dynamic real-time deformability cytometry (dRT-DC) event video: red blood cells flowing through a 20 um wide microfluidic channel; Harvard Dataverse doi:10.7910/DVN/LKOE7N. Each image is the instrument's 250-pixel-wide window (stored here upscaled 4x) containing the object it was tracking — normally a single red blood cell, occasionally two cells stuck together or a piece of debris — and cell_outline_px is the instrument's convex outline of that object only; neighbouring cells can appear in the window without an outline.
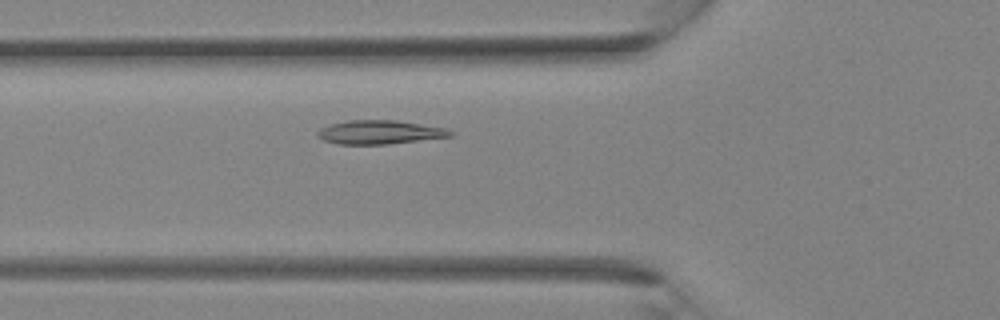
{"species": "Egyptian fruit bat (a non-hibernating species)", "species_latin": "Rousettus aegyptiacus", "temperature_condition": "room temperature", "stored_images_in_passage": 26, "camera_frame_rate_fps": 3000, "um_per_image_px": 0.085, "animal": {"sex": "female"}, "frame": {"image": 1, "passage_image": 3, "time_ms": 0.667, "image_size_px": [1000, 320], "cell_outline_px": [[456, 132], [452, 136], [388, 144], [340, 144], [324, 140], [316, 136], [316, 132], [320, 128], [332, 124], [348, 120], [396, 120], [448, 128]], "centroid_in_image_um": [32.31, 11.23], "position_along_channel_um": 93.5, "area_um2": 18.44}}
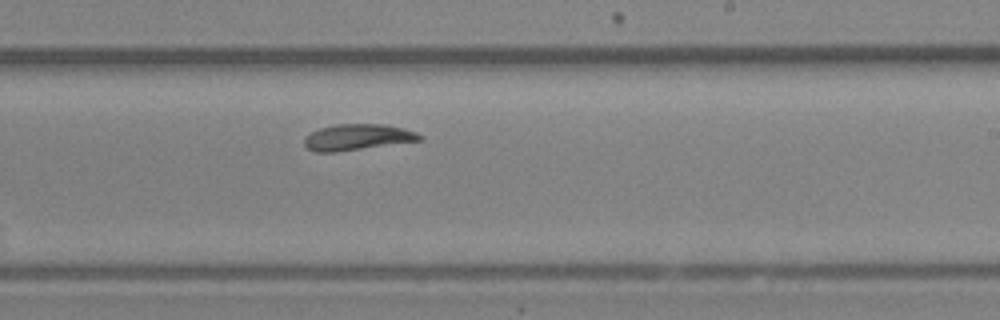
{"frame": {"image": 2, "passage_image": 12, "time_ms": 3.667, "image_size_px": [1000, 320], "cell_outline_px": [[424, 136], [420, 140], [336, 152], [316, 152], [308, 148], [304, 144], [304, 140], [312, 132], [320, 128], [336, 124], [384, 124], [404, 128], [416, 132]], "centroid_in_image_um": [30.4, 11.65], "position_along_channel_um": 258.6, "area_um2": 17.28}}
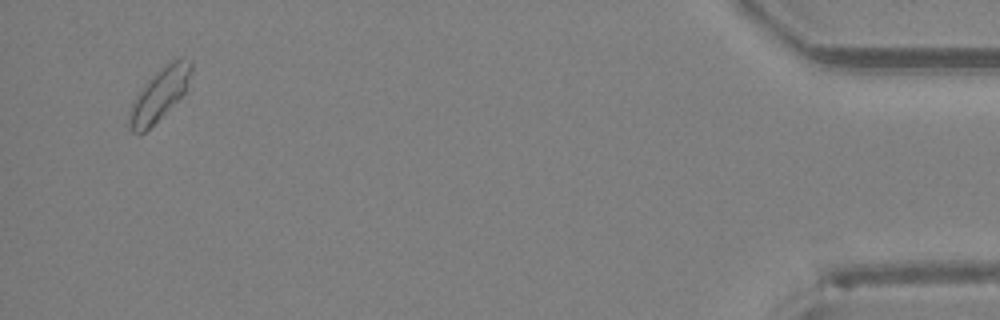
{"frame": {"image": 3, "passage_image": 25, "time_ms": 8.0, "image_size_px": [1000, 320], "cell_outline_px": [[192, 72], [184, 92], [144, 132], [132, 132], [128, 128], [128, 112], [132, 100], [148, 80], [168, 60], [180, 56], [192, 60]], "centroid_in_image_um": [13.53, 7.95], "position_along_channel_um": 421.7, "area_um2": 18.67}}